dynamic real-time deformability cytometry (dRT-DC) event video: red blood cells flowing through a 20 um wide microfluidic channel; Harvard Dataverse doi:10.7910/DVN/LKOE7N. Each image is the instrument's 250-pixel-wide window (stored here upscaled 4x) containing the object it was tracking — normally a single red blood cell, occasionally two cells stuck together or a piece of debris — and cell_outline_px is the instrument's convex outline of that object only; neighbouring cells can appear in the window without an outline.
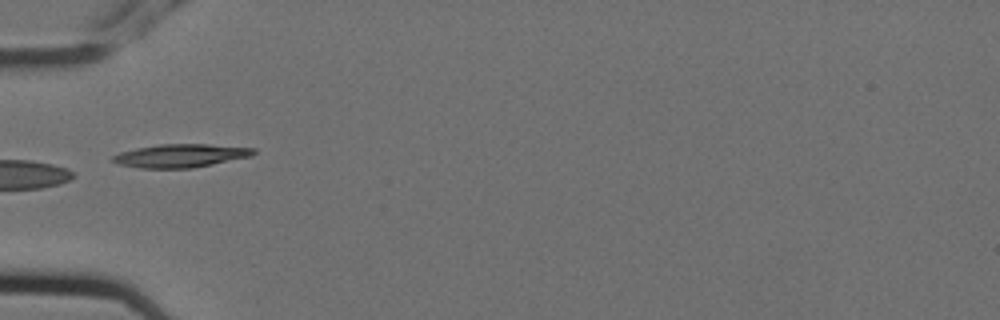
{"species": "Egyptian fruit bat (a non-hibernating species)", "species_latin": "Rousettus aegyptiacus", "temperature_condition": "cold", "stored_images_in_passage": 10, "camera_frame_rate_fps": 3000, "um_per_image_px": 0.085, "animal": {"sex": "female"}, "frame": {"image": 1, "passage_image": 6, "time_ms": 1.667, "image_size_px": [1000, 320], "cell_outline_px": [[256, 152], [252, 156], [192, 168], [140, 168], [120, 164], [112, 160], [112, 156], [120, 152], [136, 148], [160, 144], [208, 144], [256, 148]], "centroid_in_image_um": [15.38, 13.23], "position_along_channel_um": 69.6, "area_um2": 19.02}}
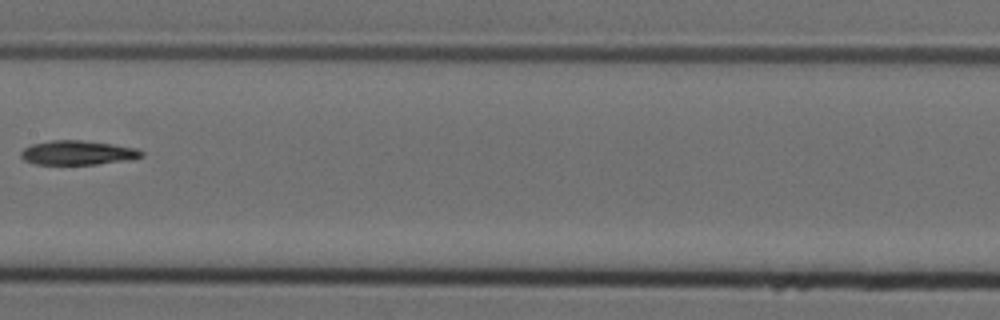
{"frame": {"image": 2, "passage_image": 9, "time_ms": 2.667, "image_size_px": [1000, 320], "cell_outline_px": [[144, 156], [132, 160], [96, 164], [36, 164], [24, 160], [20, 156], [20, 152], [24, 148], [32, 144], [52, 140], [80, 140], [112, 144], [140, 148], [144, 152]], "centroid_in_image_um": [6.66, 12.98], "position_along_channel_um": 200.7, "area_um2": 17.22}}
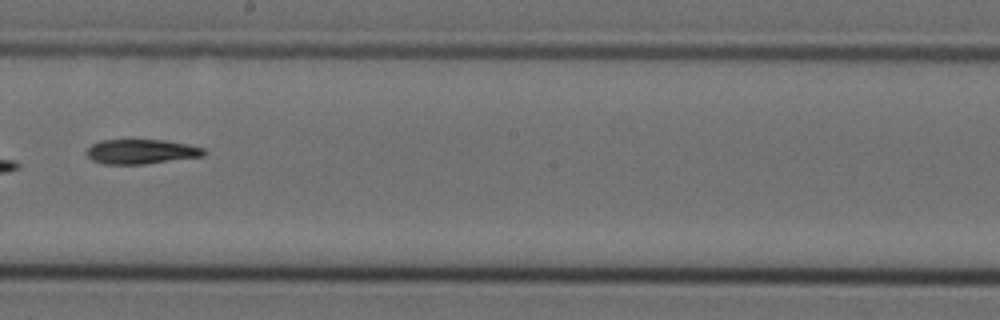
{"frame": {"image": 3, "passage_image": 10, "time_ms": 3.0, "image_size_px": [1000, 320], "cell_outline_px": [[208, 152], [204, 156], [144, 164], [104, 164], [92, 160], [84, 152], [92, 144], [100, 140], [164, 140], [188, 144], [204, 148]], "centroid_in_image_um": [12.01, 12.89], "position_along_channel_um": 236.2, "area_um2": 16.94}}